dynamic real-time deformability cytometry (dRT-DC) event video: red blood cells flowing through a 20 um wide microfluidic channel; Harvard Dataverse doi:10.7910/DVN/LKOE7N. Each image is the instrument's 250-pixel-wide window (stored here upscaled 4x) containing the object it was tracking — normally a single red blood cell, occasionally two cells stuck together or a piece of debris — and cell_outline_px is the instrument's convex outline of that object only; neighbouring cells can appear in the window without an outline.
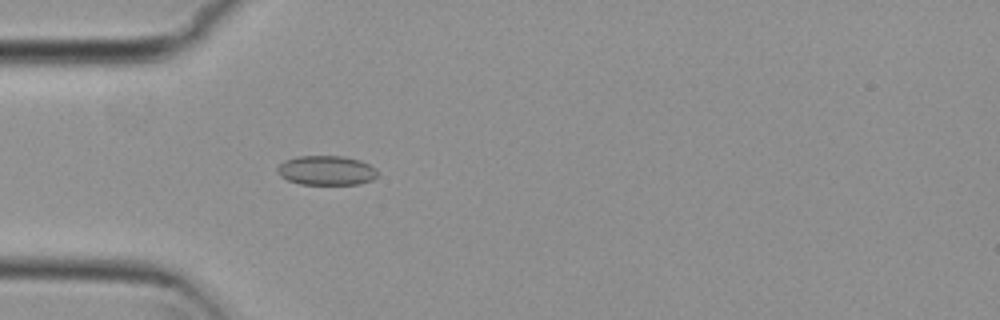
{"species": "common noctule bat (a hibernating species)", "species_latin": "Nyctalus noctula", "temperature_condition": "cold", "stored_images_in_passage": 55, "camera_frame_rate_fps": 3000, "um_per_image_px": 0.085, "animal": {"sex": "female", "body_mass_g": 29.2, "forearm_length_mm": 56.3}, "frame": {"image": 1, "passage_image": 17, "time_ms": 5.333, "image_size_px": [1000, 320], "cell_outline_px": [[380, 172], [372, 180], [360, 184], [300, 184], [288, 180], [280, 176], [276, 172], [276, 168], [284, 160], [296, 156], [344, 156], [360, 160], [376, 168]], "centroid_in_image_um": [27.74, 14.48], "position_along_channel_um": 57.3, "area_um2": 17.4}}
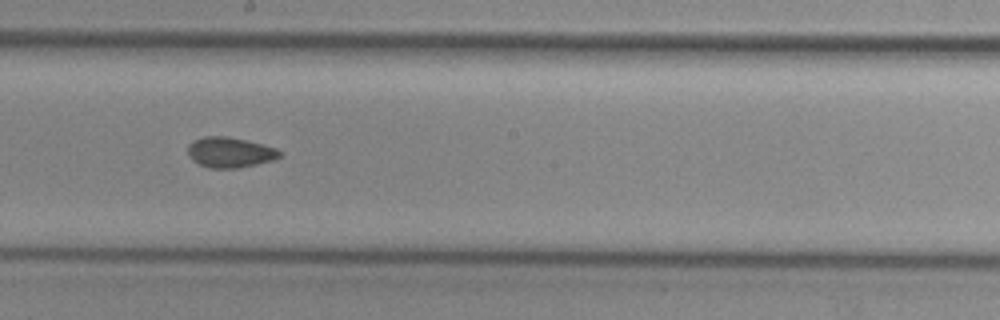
{"frame": {"image": 2, "passage_image": 31, "time_ms": 10.0, "image_size_px": [1000, 320], "cell_outline_px": [[280, 156], [276, 160], [240, 168], [208, 168], [192, 160], [188, 156], [188, 144], [192, 140], [204, 136], [228, 136], [276, 148], [280, 152]], "centroid_in_image_um": [19.52, 12.96], "position_along_channel_um": 228.7, "area_um2": 16.36}}
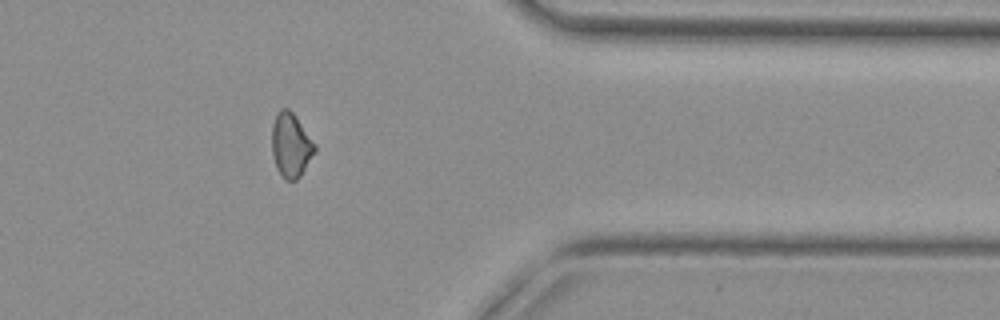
{"frame": {"image": 3, "passage_image": 45, "time_ms": 14.667, "image_size_px": [1000, 320], "cell_outline_px": [[316, 152], [300, 176], [296, 180], [284, 180], [276, 168], [272, 156], [272, 124], [276, 112], [280, 108], [288, 108], [292, 112], [316, 144]], "centroid_in_image_um": [24.71, 12.34], "position_along_channel_um": 386.7, "area_um2": 16.24}, "authors_computed_cell_mechanics": {"area_um2": 16.473, "velocity_mm_per_s": 3.768, "shape_relaxation_time_tau1_ms": null, "shape_relaxation_time_tau2_ms": 4.9352, "deformation_change_tau1": null, "deformation_change_tau2": 0.0704}}